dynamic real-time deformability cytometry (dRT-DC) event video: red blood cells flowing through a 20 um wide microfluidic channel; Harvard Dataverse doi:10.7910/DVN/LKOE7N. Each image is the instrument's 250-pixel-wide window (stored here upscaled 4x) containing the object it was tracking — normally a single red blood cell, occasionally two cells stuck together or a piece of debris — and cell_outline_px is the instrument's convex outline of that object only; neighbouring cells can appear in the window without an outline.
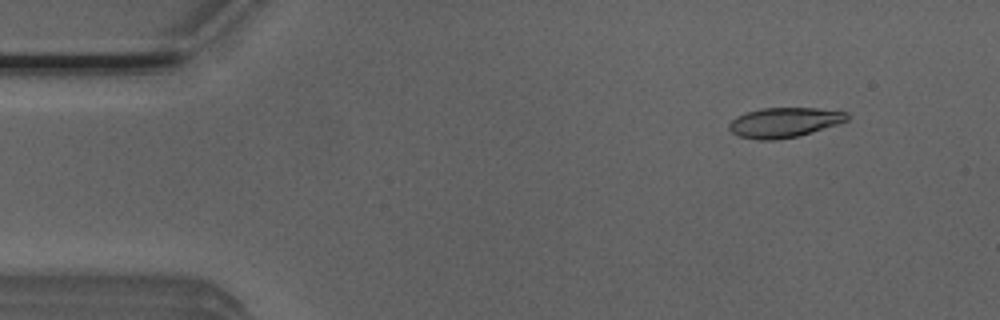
{"species": "Egyptian fruit bat (a non-hibernating species)", "species_latin": "Rousettus aegyptiacus", "temperature_condition": "room temperature", "stored_images_in_passage": 53, "camera_frame_rate_fps": 3000, "um_per_image_px": 0.085, "animal": {"sex": "male"}, "frame": {"image": 1, "passage_image": 6, "time_ms": 1.667, "image_size_px": [1000, 320], "cell_outline_px": [[848, 120], [840, 124], [796, 136], [776, 140], [756, 140], [740, 136], [732, 132], [728, 128], [728, 124], [736, 116], [760, 108], [816, 108], [848, 112]], "centroid_in_image_um": [66.66, 10.4], "position_along_channel_um": 18.3, "area_um2": 20.52}}
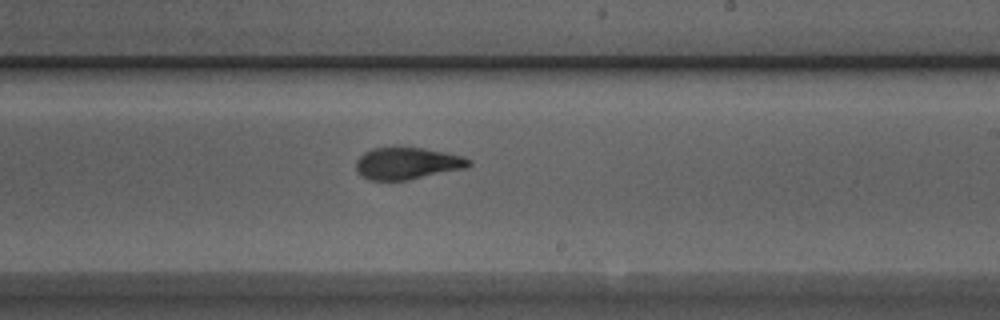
{"frame": {"image": 2, "passage_image": 31, "time_ms": 10.0, "image_size_px": [1000, 320], "cell_outline_px": [[472, 164], [468, 168], [408, 180], [368, 180], [356, 172], [356, 160], [364, 152], [372, 148], [396, 144], [424, 148], [464, 156], [472, 160]], "centroid_in_image_um": [34.62, 13.85], "position_along_channel_um": 254.4, "area_um2": 21.91}}
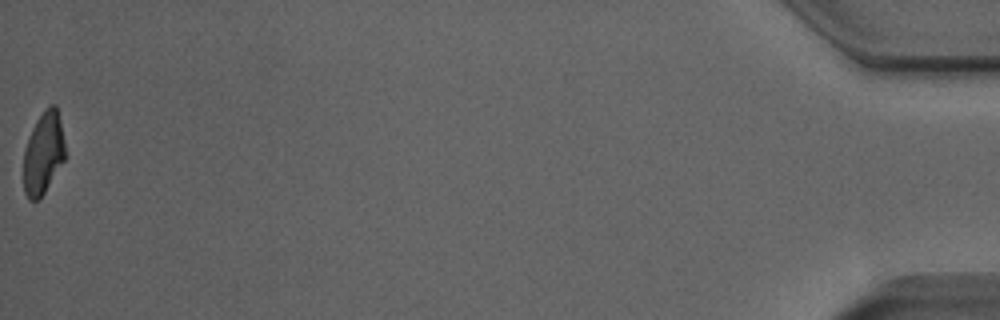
{"frame": {"image": 3, "passage_image": 53, "time_ms": 17.333, "image_size_px": [1000, 320], "cell_outline_px": [[64, 160], [40, 200], [28, 200], [24, 192], [24, 148], [32, 128], [36, 120], [44, 108], [52, 104], [56, 104], [64, 140]], "centroid_in_image_um": [3.67, 13.02], "position_along_channel_um": 431.5, "area_um2": 19.88}, "authors_computed_cell_mechanics": {"area_um2": 21.2704, "velocity_mm_per_s": 3.8791, "shape_relaxation_time_tau1_ms": 2.7824, "shape_relaxation_time_tau2_ms": 1.657, "deformation_change_tau1": 0.1693, "deformation_change_tau2": 0.0899}}